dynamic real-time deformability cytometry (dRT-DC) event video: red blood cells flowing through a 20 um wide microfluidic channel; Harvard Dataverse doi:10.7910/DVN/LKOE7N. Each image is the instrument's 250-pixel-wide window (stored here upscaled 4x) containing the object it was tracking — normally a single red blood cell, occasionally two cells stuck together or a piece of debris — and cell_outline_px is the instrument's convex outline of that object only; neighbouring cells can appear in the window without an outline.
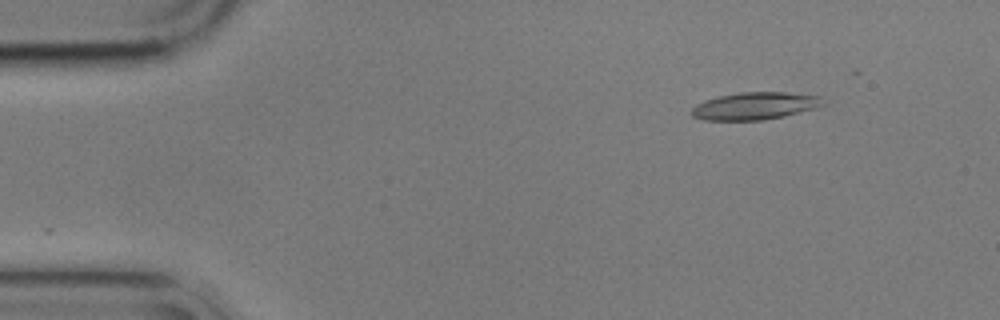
{"species": "common noctule bat (a hibernating species)", "species_latin": "Nyctalus noctula", "temperature_condition": "cold", "stored_images_in_passage": 16, "camera_frame_rate_fps": 3000, "um_per_image_px": 0.085, "animal": {"sex": "male", "body_mass_g": 17.9}, "frame": {"image": 1, "passage_image": 2, "time_ms": 0.333, "image_size_px": [1000, 320], "cell_outline_px": [[824, 104], [816, 108], [784, 116], [764, 120], [704, 120], [692, 116], [692, 108], [696, 104], [704, 100], [720, 96], [740, 92], [788, 92], [820, 96]], "centroid_in_image_um": [64.17, 9.0], "position_along_channel_um": 20.8, "area_um2": 20.92}}
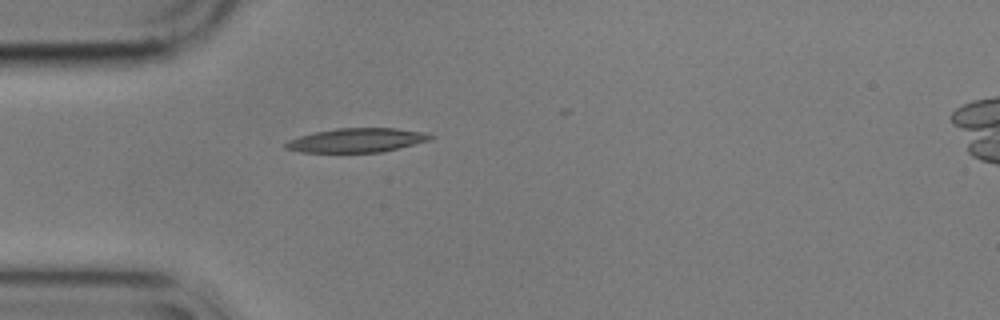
{"frame": {"image": 2, "passage_image": 11, "time_ms": 3.333, "image_size_px": [1000, 320], "cell_outline_px": [[436, 136], [432, 140], [384, 152], [300, 152], [284, 148], [284, 144], [288, 140], [300, 136], [316, 132], [336, 128], [396, 128], [424, 132]], "centroid_in_image_um": [30.38, 11.92], "position_along_channel_um": 54.6, "area_um2": 20.46}}
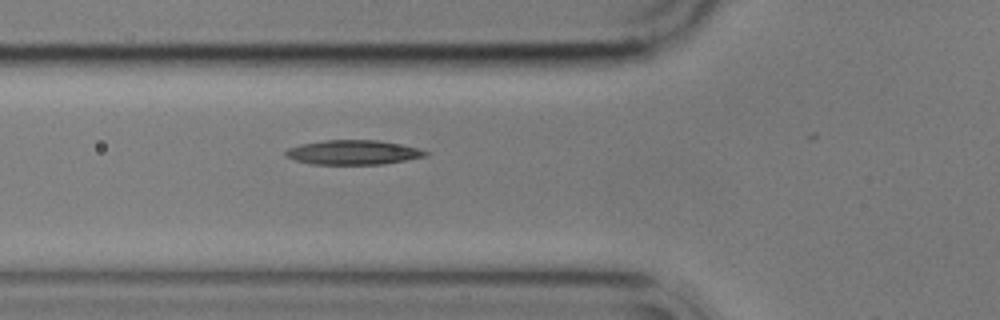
{"frame": {"image": 3, "passage_image": 15, "time_ms": 4.667, "image_size_px": [1000, 320], "cell_outline_px": [[428, 156], [380, 164], [312, 164], [296, 160], [284, 156], [284, 152], [288, 148], [300, 144], [324, 140], [380, 140], [404, 144], [428, 152]], "centroid_in_image_um": [30.0, 12.94], "position_along_channel_um": 95.8, "area_um2": 19.94}}